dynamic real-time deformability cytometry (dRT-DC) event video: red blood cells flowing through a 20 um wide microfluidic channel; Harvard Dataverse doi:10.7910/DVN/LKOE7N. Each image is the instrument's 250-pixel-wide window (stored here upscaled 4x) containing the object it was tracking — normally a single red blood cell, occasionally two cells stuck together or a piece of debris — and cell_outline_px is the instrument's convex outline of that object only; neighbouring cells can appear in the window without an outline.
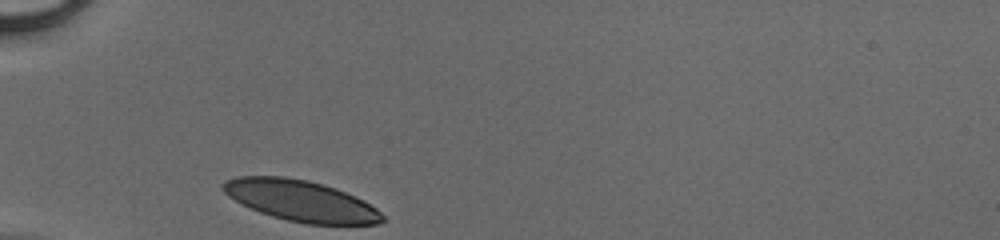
{"species": "human", "species_latin": "Homo sapiens", "temperature_condition": "cold", "stored_images_in_passage": 26, "camera_frame_rate_fps": 3000, "um_per_image_px": 0.085, "donor": {"sex": "male"}, "frame": {"image": 1, "passage_image": 1, "time_ms": 0.0, "image_size_px": [1000, 240], "cell_outline_px": [[384, 220], [380, 224], [308, 224], [288, 220], [272, 216], [260, 212], [228, 196], [220, 188], [220, 184], [224, 180], [236, 176], [284, 176], [308, 180], [336, 188], [356, 196], [364, 200], [376, 208], [384, 216]], "centroid_in_image_um": [25.56, 17.05], "position_along_channel_um": 59.4, "area_um2": 38.09}}
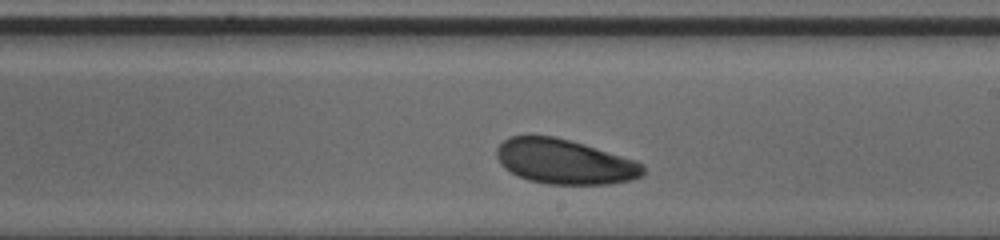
{"frame": {"image": 2, "passage_image": 15, "time_ms": 4.667, "image_size_px": [1000, 240], "cell_outline_px": [[644, 176], [632, 180], [608, 184], [548, 184], [528, 180], [504, 168], [500, 164], [496, 156], [496, 148], [508, 136], [556, 136], [584, 144], [636, 160], [644, 164]], "centroid_in_image_um": [48.01, 13.74], "position_along_channel_um": 241.0, "area_um2": 38.38}}
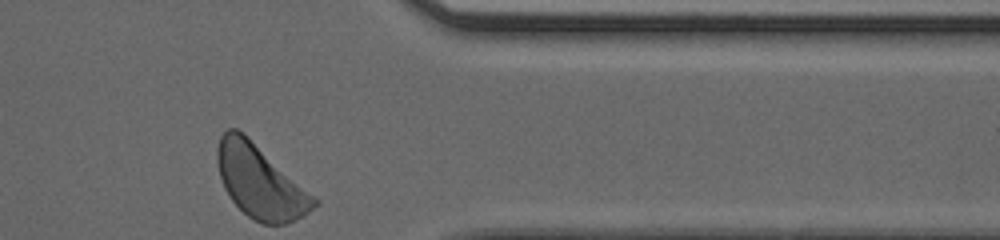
{"frame": {"image": 3, "passage_image": 26, "time_ms": 8.333, "image_size_px": [1000, 240], "cell_outline_px": [[320, 204], [304, 216], [284, 224], [264, 224], [248, 216], [232, 200], [224, 188], [220, 176], [216, 160], [216, 148], [220, 136], [228, 128], [236, 128], [320, 200]], "centroid_in_image_um": [22.12, 15.47], "position_along_channel_um": 389.3, "area_um2": 40.58}}